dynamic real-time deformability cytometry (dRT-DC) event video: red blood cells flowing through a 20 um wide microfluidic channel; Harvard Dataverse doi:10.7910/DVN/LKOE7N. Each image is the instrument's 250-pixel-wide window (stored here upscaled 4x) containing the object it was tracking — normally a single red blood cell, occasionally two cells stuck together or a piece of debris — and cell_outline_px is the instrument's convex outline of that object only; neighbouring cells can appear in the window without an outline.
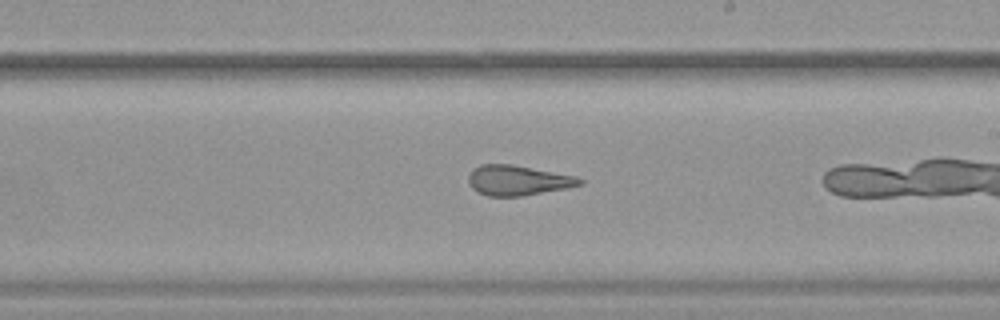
{"species": "common noctule bat (a hibernating species)", "species_latin": "Nyctalus noctula", "temperature_condition": "warm", "stored_images_in_passage": 36, "camera_frame_rate_fps": 3000, "um_per_image_px": 0.085, "animal": {"sex": "female", "body_mass_g": 19.9}, "frame": {"image": 1, "passage_image": 25, "time_ms": 8.0, "image_size_px": [1000, 320], "cell_outline_px": [[584, 184], [568, 188], [520, 196], [488, 196], [476, 192], [468, 184], [468, 176], [472, 168], [480, 164], [512, 164], [576, 176], [584, 180]], "centroid_in_image_um": [44.0, 15.33], "position_along_channel_um": 245.0, "area_um2": 19.71}}
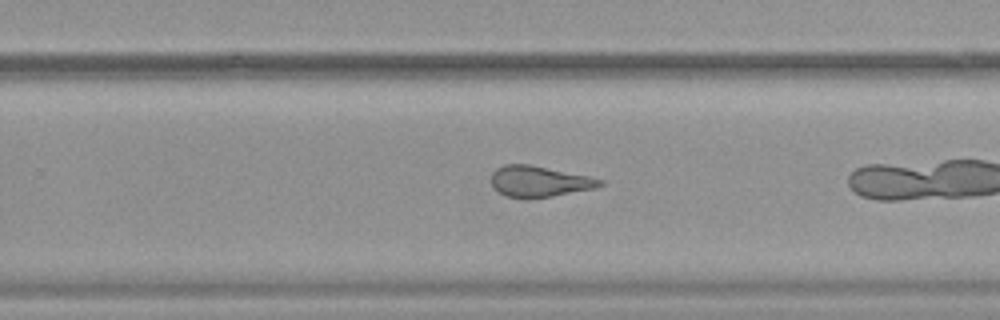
{"frame": {"image": 2, "passage_image": 28, "time_ms": 9.0, "image_size_px": [1000, 320], "cell_outline_px": [[604, 184], [596, 188], [552, 196], [528, 200], [508, 196], [500, 192], [492, 184], [492, 172], [496, 168], [504, 164], [532, 164], [588, 176], [604, 180]], "centroid_in_image_um": [45.85, 15.42], "position_along_channel_um": 284.0, "area_um2": 19.77}}
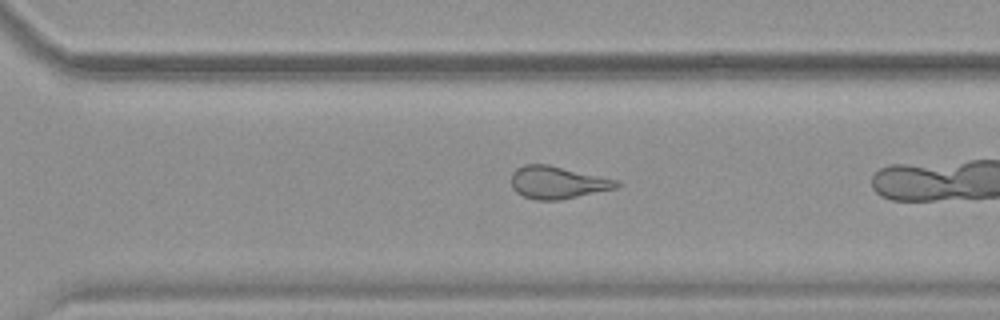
{"frame": {"image": 3, "passage_image": 31, "time_ms": 10.0, "image_size_px": [1000, 320], "cell_outline_px": [[620, 184], [616, 188], [560, 200], [536, 200], [524, 196], [516, 192], [512, 188], [512, 172], [516, 168], [524, 164], [548, 164], [616, 180]], "centroid_in_image_um": [47.34, 15.51], "position_along_channel_um": 323.3, "area_um2": 19.71}}